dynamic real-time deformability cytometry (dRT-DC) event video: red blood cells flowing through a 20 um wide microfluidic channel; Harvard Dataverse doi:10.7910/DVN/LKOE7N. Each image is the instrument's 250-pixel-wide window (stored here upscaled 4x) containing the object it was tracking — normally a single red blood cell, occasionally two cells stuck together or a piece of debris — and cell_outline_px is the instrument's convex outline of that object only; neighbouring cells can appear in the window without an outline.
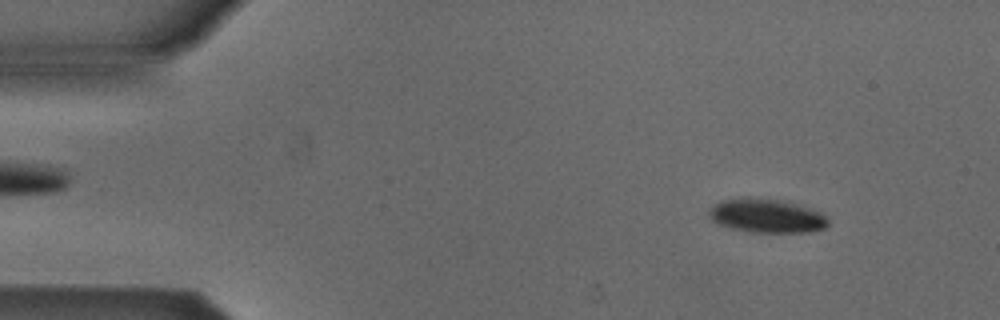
{"species": "Egyptian fruit bat (a non-hibernating species)", "species_latin": "Rousettus aegyptiacus", "temperature_condition": "cold", "stored_images_in_passage": 51, "camera_frame_rate_fps": 3000, "um_per_image_px": 0.085, "animal": {"sex": "male"}, "frame": {"image": 1, "passage_image": 5, "time_ms": 1.333, "image_size_px": [1000, 320], "cell_outline_px": [[828, 224], [824, 228], [812, 232], [748, 232], [732, 228], [720, 224], [712, 220], [708, 216], [708, 212], [712, 204], [720, 200], [748, 196], [776, 200], [808, 208], [820, 212], [828, 220]], "centroid_in_image_um": [65.09, 18.34], "position_along_channel_um": 19.9, "area_um2": 23.41}}
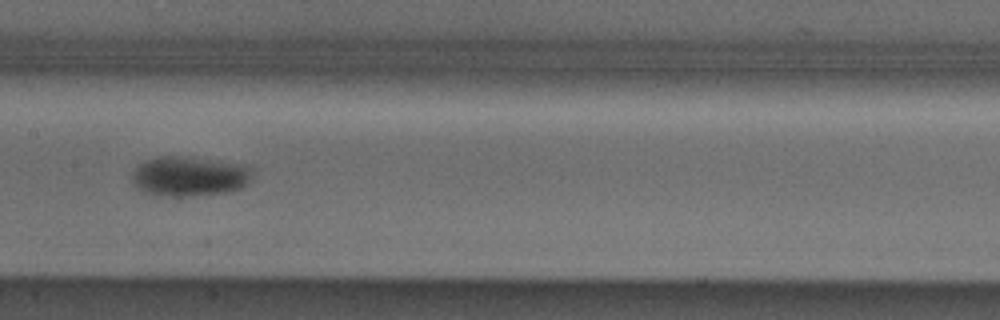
{"frame": {"image": 2, "passage_image": 25, "time_ms": 8.0, "image_size_px": [1000, 320], "cell_outline_px": [[252, 168], [248, 180], [240, 188], [228, 192], [192, 196], [160, 196], [144, 192], [136, 188], [132, 180], [132, 176], [136, 168], [140, 164], [148, 160], [160, 156], [172, 156], [244, 164]], "centroid_in_image_um": [16.06, 15.01], "position_along_channel_um": 191.3, "area_um2": 27.46}}
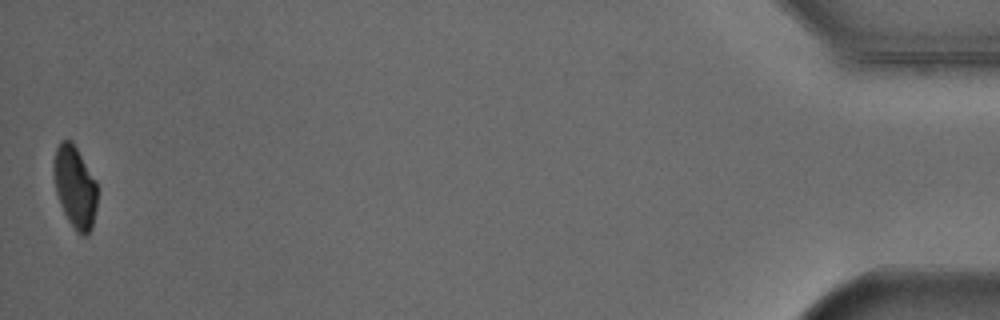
{"frame": {"image": 3, "passage_image": 51, "time_ms": 16.667, "image_size_px": [1000, 320], "cell_outline_px": [[96, 208], [92, 228], [88, 236], [80, 236], [76, 232], [68, 220], [64, 212], [56, 192], [52, 172], [52, 164], [56, 148], [60, 140], [72, 140], [96, 180]], "centroid_in_image_um": [6.35, 15.89], "position_along_channel_um": 428.8, "area_um2": 21.1}, "authors_computed_cell_mechanics": {"area_um2": 24.276, "velocity_mm_per_s": 3.8827, "shape_relaxation_time_tau1_ms": 2.4929, "shape_relaxation_time_tau2_ms": null, "deformation_change_tau1": 0.0938, "deformation_change_tau2": null}}